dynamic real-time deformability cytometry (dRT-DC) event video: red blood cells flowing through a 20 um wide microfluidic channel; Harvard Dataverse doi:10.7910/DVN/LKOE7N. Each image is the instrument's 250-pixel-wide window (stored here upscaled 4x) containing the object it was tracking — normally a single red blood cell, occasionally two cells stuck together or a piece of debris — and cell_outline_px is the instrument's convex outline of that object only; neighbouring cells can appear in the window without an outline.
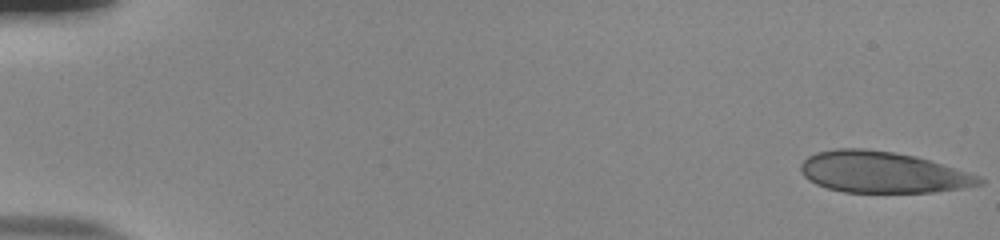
{"species": "human", "species_latin": "Homo sapiens", "temperature_condition": "room temperature", "stored_images_in_passage": 53, "camera_frame_rate_fps": 3000, "um_per_image_px": 0.085, "donor": {"sex": "male"}, "frame": {"image": 1, "passage_image": 1, "time_ms": 0.0, "image_size_px": [1000, 240], "cell_outline_px": [[984, 184], [960, 188], [932, 192], [844, 192], [828, 188], [816, 184], [808, 180], [804, 176], [800, 168], [800, 164], [808, 156], [816, 152], [836, 148], [864, 148], [892, 152], [916, 156], [980, 176], [984, 180]], "centroid_in_image_um": [74.99, 14.63], "position_along_channel_um": 10.0, "area_um2": 42.77}}
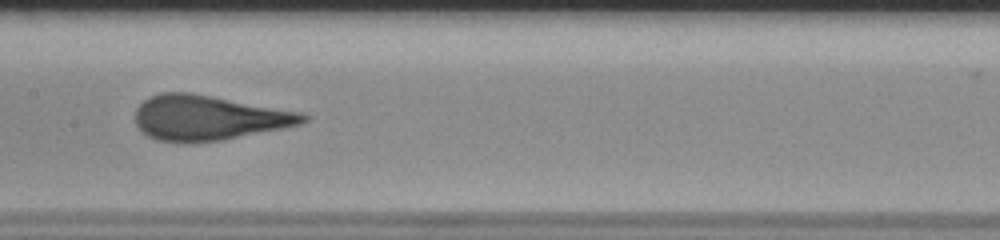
{"frame": {"image": 2, "passage_image": 28, "time_ms": 9.0, "image_size_px": [1000, 240], "cell_outline_px": [[308, 120], [300, 124], [284, 128], [220, 140], [156, 140], [148, 136], [136, 128], [136, 108], [144, 100], [160, 92], [192, 92], [300, 112], [308, 116]], "centroid_in_image_um": [17.71, 9.98], "position_along_channel_um": 189.7, "area_um2": 43.18}}
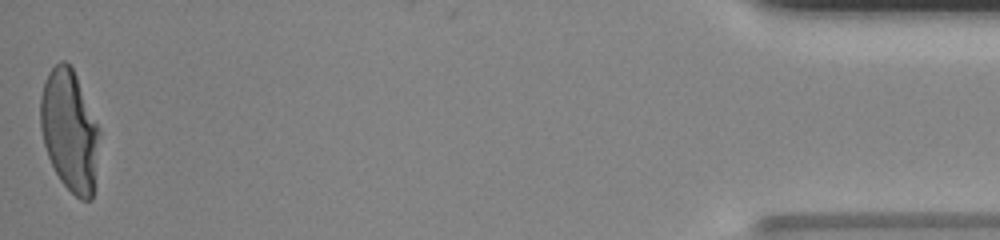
{"frame": {"image": 3, "passage_image": 53, "time_ms": 17.333, "image_size_px": [1000, 240], "cell_outline_px": [[100, 132], [92, 200], [80, 200], [60, 180], [48, 156], [44, 144], [40, 128], [40, 96], [44, 80], [48, 72], [60, 60], [64, 60], [72, 68], [76, 76]], "centroid_in_image_um": [5.89, 11.1], "position_along_channel_um": 429.3, "area_um2": 41.21}, "authors_computed_cell_mechanics": {"area_um2": 43.5812, "velocity_mm_per_s": 3.8645, "shape_relaxation_time_tau1_ms": 6.714, "shape_relaxation_time_tau2_ms": null, "deformation_change_tau1": 0.2386, "deformation_change_tau2": null}}